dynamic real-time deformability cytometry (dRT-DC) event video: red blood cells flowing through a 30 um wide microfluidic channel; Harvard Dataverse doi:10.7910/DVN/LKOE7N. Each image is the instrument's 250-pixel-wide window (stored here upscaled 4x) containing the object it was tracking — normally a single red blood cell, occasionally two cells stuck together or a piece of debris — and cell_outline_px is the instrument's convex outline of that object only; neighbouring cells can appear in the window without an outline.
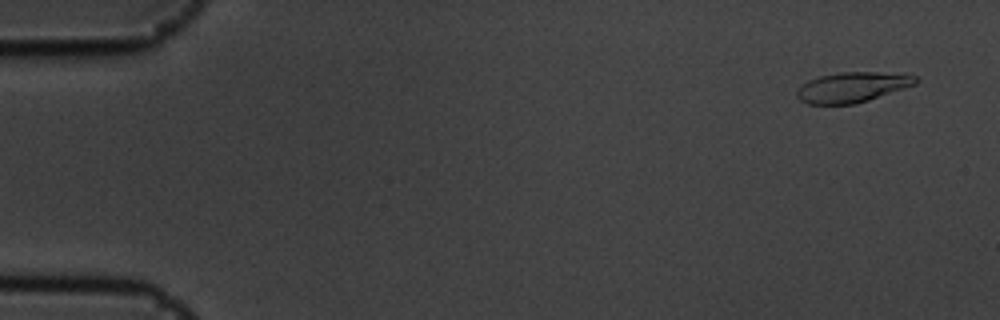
{"species": "common noctule bat (a hibernating species)", "species_latin": "Nyctalus noctula", "temperature_condition": "cold", "stored_images_in_passage": 56, "camera_frame_rate_fps": 3000, "um_per_image_px": 0.085, "animal": {"sex": "male", "body_mass_g": 19.5, "forearm_length_mm": 54.6}, "frame": {"image": 1, "passage_image": 3, "time_ms": 0.667, "image_size_px": [1000, 320], "cell_outline_px": [[920, 80], [916, 84], [856, 104], [808, 104], [800, 100], [796, 96], [796, 88], [808, 80], [820, 76], [840, 72], [908, 72], [916, 76]], "centroid_in_image_um": [72.48, 7.39], "position_along_channel_um": 12.5, "area_um2": 21.27}}
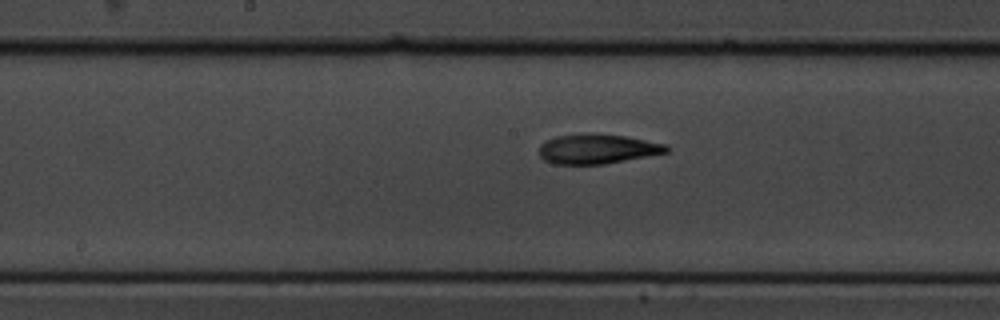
{"frame": {"image": 2, "passage_image": 29, "time_ms": 9.333, "image_size_px": [1000, 320], "cell_outline_px": [[668, 152], [604, 164], [552, 164], [544, 160], [540, 156], [540, 144], [556, 136], [588, 132], [628, 136], [668, 144]], "centroid_in_image_um": [50.78, 12.64], "position_along_channel_um": 197.4, "area_um2": 22.25}}
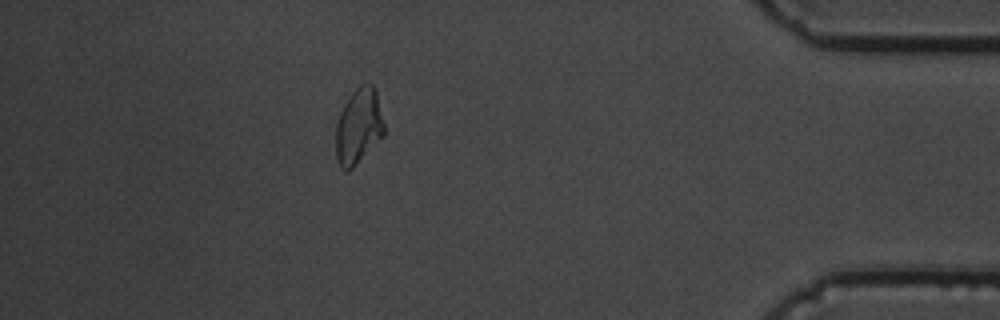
{"frame": {"image": 3, "passage_image": 50, "time_ms": 16.333, "image_size_px": [1000, 320], "cell_outline_px": [[384, 136], [348, 172], [344, 172], [340, 168], [336, 160], [336, 124], [340, 112], [344, 104], [352, 92], [360, 84], [372, 84], [376, 92], [384, 124]], "centroid_in_image_um": [30.46, 10.77], "position_along_channel_um": 404.7, "area_um2": 21.33}, "authors_computed_cell_mechanics": {"area_um2": 21.5016, "velocity_mm_per_s": 3.5688, "shape_relaxation_time_tau1_ms": 4.7447, "shape_relaxation_time_tau2_ms": 5.0723, "deformation_change_tau1": 0.1556, "deformation_change_tau2": 0.101}}